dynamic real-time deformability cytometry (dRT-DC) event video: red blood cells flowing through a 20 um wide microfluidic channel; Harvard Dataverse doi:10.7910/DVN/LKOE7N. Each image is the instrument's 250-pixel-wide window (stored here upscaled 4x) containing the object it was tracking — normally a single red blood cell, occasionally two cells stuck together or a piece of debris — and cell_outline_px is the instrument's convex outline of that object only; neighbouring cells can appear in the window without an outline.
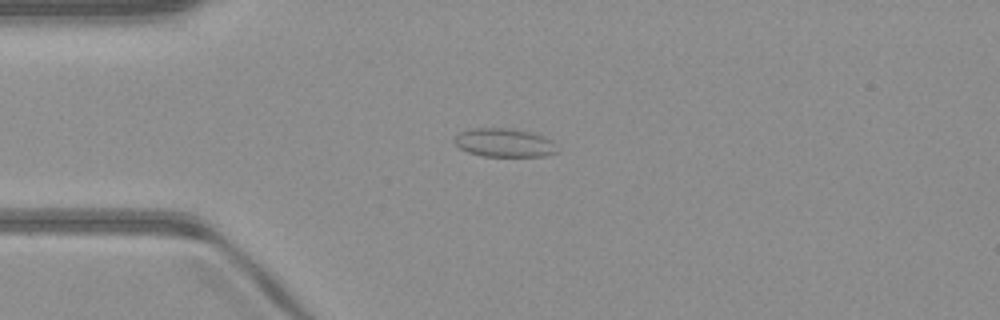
{"species": "common noctule bat (a hibernating species)", "species_latin": "Nyctalus noctula", "temperature_condition": "warm", "stored_images_in_passage": 39, "camera_frame_rate_fps": 3000, "um_per_image_px": 0.085, "animal": {"sex": "male", "body_mass_g": 23.1, "forearm_length_mm": 52.7}, "frame": {"image": 1, "passage_image": 1, "time_ms": 0.0, "image_size_px": [1000, 320], "cell_outline_px": [[560, 152], [544, 156], [484, 156], [468, 152], [460, 148], [452, 140], [460, 132], [468, 128], [512, 128], [532, 132], [544, 136], [552, 140]], "centroid_in_image_um": [42.89, 12.12], "position_along_channel_um": 42.1, "area_um2": 17.34}}
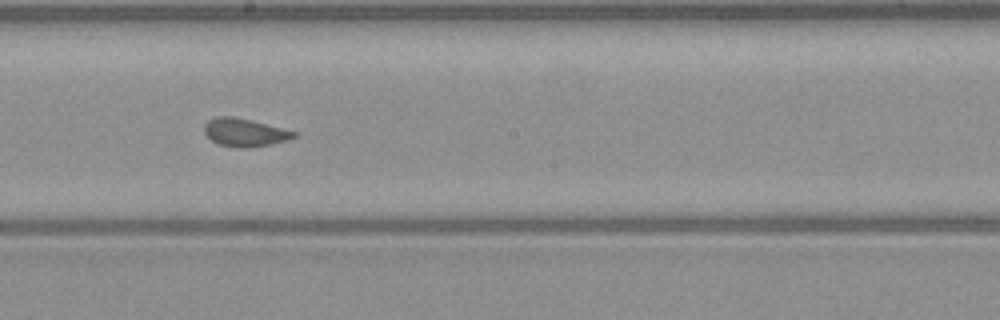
{"frame": {"image": 2, "passage_image": 16, "time_ms": 5.0, "image_size_px": [1000, 320], "cell_outline_px": [[300, 136], [288, 140], [272, 144], [248, 148], [236, 148], [216, 144], [204, 132], [204, 124], [208, 120], [216, 116], [232, 116], [252, 120], [296, 132]], "centroid_in_image_um": [20.8, 11.27], "position_along_channel_um": 227.4, "area_um2": 14.85}}
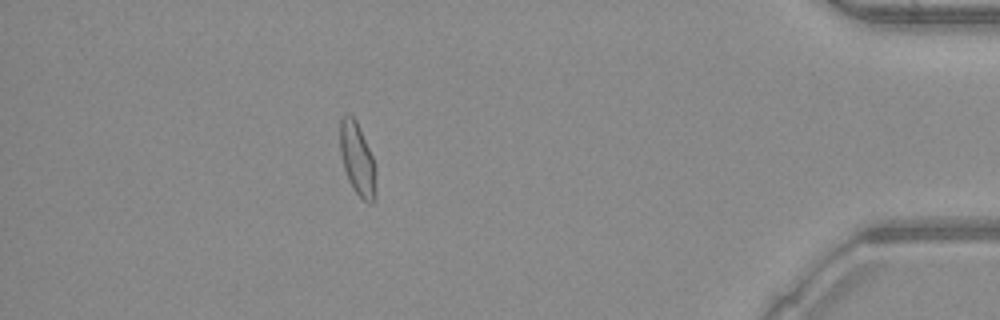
{"frame": {"image": 3, "passage_image": 33, "time_ms": 10.667, "image_size_px": [1000, 320], "cell_outline_px": [[376, 200], [372, 204], [368, 204], [352, 188], [348, 180], [344, 168], [340, 152], [340, 116], [344, 112], [348, 112], [356, 120], [376, 164]], "centroid_in_image_um": [30.39, 13.53], "position_along_channel_um": 404.8, "area_um2": 15.61}, "authors_computed_cell_mechanics": {"area_um2": 14.9702, "velocity_mm_per_s": 4.0895, "shape_relaxation_time_tau1_ms": 10.3025, "shape_relaxation_time_tau2_ms": 0.7058, "deformation_change_tau1": 0.1852, "deformation_change_tau2": 0.0552}}